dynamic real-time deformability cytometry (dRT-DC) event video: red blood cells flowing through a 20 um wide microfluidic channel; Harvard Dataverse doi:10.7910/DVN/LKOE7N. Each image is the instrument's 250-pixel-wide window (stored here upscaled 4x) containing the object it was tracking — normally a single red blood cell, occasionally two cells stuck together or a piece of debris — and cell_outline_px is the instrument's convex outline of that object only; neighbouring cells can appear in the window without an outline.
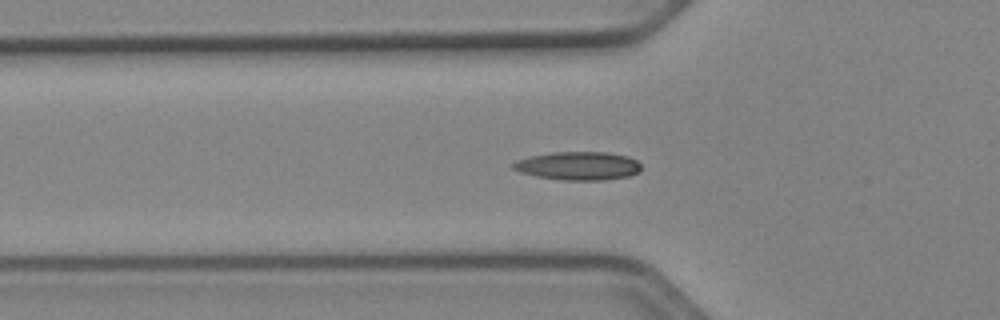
{"species": "Egyptian fruit bat (a non-hibernating species)", "species_latin": "Rousettus aegyptiacus", "temperature_condition": "cold", "stored_images_in_passage": 37, "segment_of_instrument_passage": [1, 2], "camera_frame_rate_fps": 3000, "um_per_image_px": 0.085, "animal": {"sex": "female"}, "frame": {"image": 1, "passage_image": 2, "time_ms": 0.333, "image_size_px": [1000, 320], "cell_outline_px": [[640, 172], [628, 176], [604, 180], [560, 180], [536, 176], [520, 172], [512, 168], [512, 164], [516, 160], [528, 156], [552, 152], [608, 152], [628, 156], [636, 160], [640, 164]], "centroid_in_image_um": [49.13, 14.09], "position_along_channel_um": 76.7, "area_um2": 21.33}}
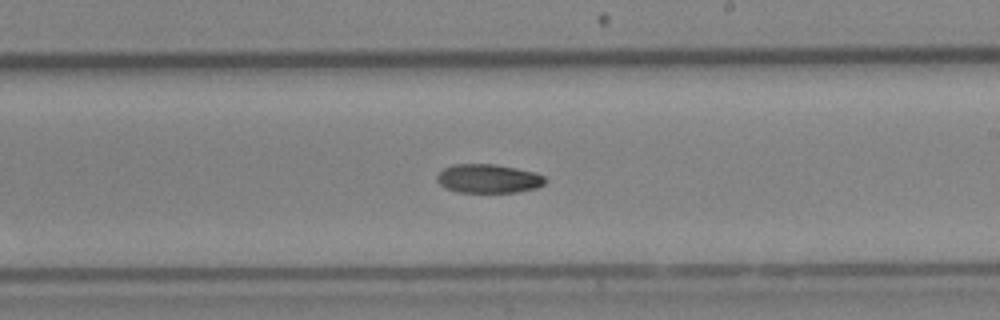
{"frame": {"image": 2, "passage_image": 15, "time_ms": 4.667, "image_size_px": [1000, 320], "cell_outline_px": [[544, 184], [536, 188], [516, 192], [456, 192], [444, 188], [436, 180], [436, 176], [444, 168], [452, 164], [496, 164], [536, 172], [544, 176]], "centroid_in_image_um": [41.48, 15.18], "position_along_channel_um": 247.5, "area_um2": 18.26}}
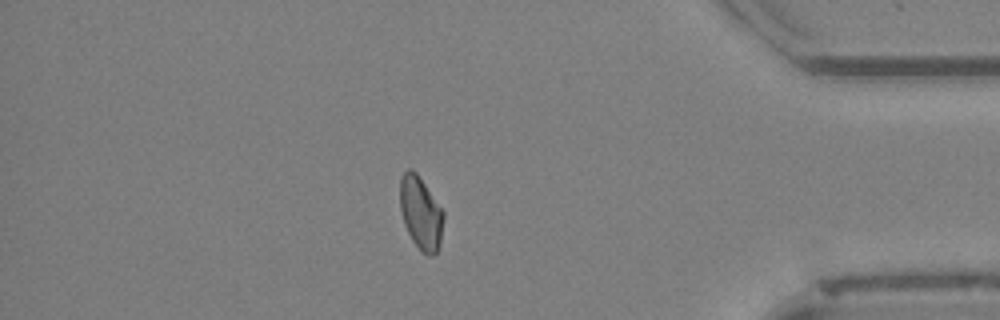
{"frame": {"image": 3, "passage_image": 29, "time_ms": 9.333, "image_size_px": [1000, 320], "cell_outline_px": [[444, 216], [440, 244], [436, 252], [432, 256], [428, 256], [420, 252], [412, 240], [404, 224], [400, 208], [400, 176], [408, 168], [412, 168], [416, 172], [444, 212]], "centroid_in_image_um": [35.75, 18.12], "position_along_channel_um": 399.4, "area_um2": 18.55}}